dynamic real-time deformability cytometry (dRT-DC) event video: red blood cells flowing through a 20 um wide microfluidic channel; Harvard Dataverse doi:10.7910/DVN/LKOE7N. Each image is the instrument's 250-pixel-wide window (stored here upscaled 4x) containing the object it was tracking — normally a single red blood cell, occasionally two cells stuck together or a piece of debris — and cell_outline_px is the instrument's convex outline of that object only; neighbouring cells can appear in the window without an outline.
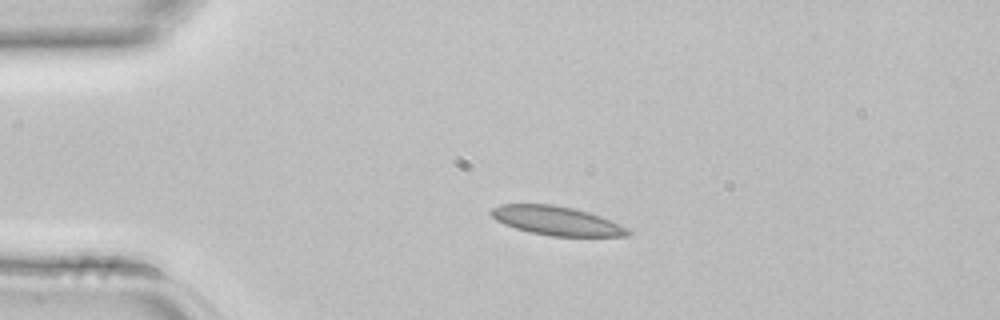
{"species": "common noctule bat (a hibernating species)", "species_latin": "Nyctalus noctula", "temperature_condition": "room temperature", "stored_images_in_passage": 2, "camera_frame_rate_fps": 3000, "um_per_image_px": 0.085, "animal": {"sex": "female", "body_mass_g": 22.7, "forearm_length_mm": 54.2}, "frame": {"image": 1, "passage_image": 2, "time_ms": 0.333, "image_size_px": [1000, 320], "cell_outline_px": [[632, 232], [628, 236], [552, 236], [532, 232], [516, 228], [504, 224], [496, 220], [488, 212], [492, 208], [500, 204], [552, 204], [572, 208], [588, 212], [600, 216], [620, 224], [628, 228]], "centroid_in_image_um": [47.31, 18.76], "position_along_channel_um": 37.7, "area_um2": 22.95}}